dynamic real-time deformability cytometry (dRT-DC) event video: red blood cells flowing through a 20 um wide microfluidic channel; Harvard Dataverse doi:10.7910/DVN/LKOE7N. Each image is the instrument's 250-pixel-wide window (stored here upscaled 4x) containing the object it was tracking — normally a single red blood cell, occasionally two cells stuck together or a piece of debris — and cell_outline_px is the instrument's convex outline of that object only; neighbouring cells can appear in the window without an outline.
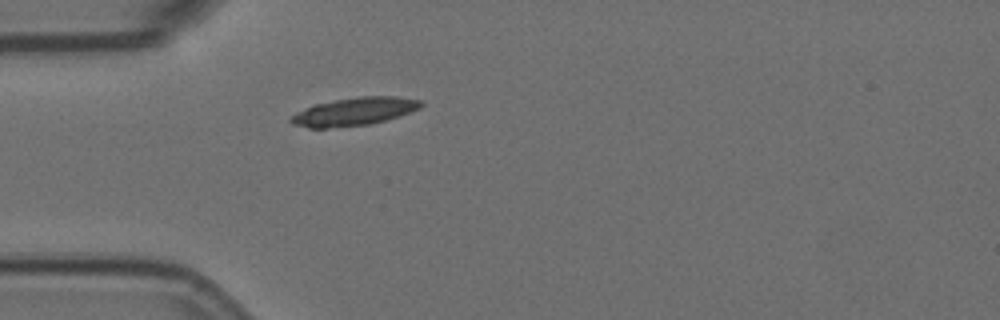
{"species": "Egyptian fruit bat (a non-hibernating species)", "species_latin": "Rousettus aegyptiacus", "temperature_condition": "room temperature", "stored_images_in_passage": 1, "camera_frame_rate_fps": 3000, "um_per_image_px": 0.085, "animal": {"sex": "female"}, "frame": {"image": 1, "passage_image": 1, "time_ms": 0.0, "image_size_px": [1000, 320], "cell_outline_px": [[424, 104], [420, 108], [384, 120], [368, 124], [328, 128], [308, 128], [292, 124], [288, 120], [288, 116], [296, 112], [316, 104], [336, 100], [360, 96], [396, 96], [420, 100]], "centroid_in_image_um": [30.05, 9.48], "position_along_channel_um": 55.0, "area_um2": 20.98}}